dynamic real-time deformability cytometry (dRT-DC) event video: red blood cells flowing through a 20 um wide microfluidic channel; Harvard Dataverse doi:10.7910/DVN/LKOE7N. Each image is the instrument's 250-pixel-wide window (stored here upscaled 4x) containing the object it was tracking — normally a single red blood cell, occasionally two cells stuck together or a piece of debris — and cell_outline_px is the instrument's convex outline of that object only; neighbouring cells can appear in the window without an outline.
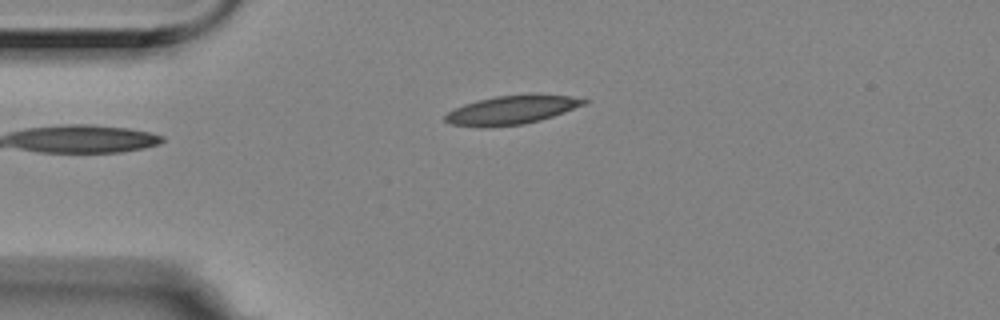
{"species": "Egyptian fruit bat (a non-hibernating species)", "species_latin": "Rousettus aegyptiacus", "temperature_condition": "room temperature", "stored_images_in_passage": 4, "camera_frame_rate_fps": 3000, "um_per_image_px": 0.085, "animal": {"sex": "female"}, "frame": {"image": 1, "passage_image": 4, "time_ms": 1.0, "image_size_px": [1000, 320], "cell_outline_px": [[592, 100], [584, 104], [564, 112], [540, 120], [524, 124], [484, 128], [448, 124], [444, 120], [444, 116], [448, 112], [464, 104], [476, 100], [496, 96], [532, 92], [536, 92], [572, 96]], "centroid_in_image_um": [43.51, 9.32], "position_along_channel_um": 41.5, "area_um2": 23.93}}